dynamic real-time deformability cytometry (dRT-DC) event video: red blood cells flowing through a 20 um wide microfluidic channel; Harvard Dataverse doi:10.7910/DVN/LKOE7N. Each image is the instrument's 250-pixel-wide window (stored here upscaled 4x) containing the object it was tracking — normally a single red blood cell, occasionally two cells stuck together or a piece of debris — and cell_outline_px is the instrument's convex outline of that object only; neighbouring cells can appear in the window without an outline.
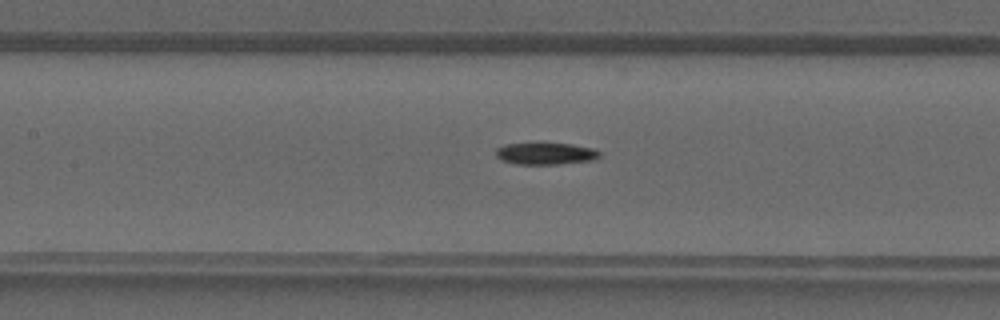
{"species": "common noctule bat (a hibernating species)", "species_latin": "Nyctalus noctula", "temperature_condition": "warm", "stored_images_in_passage": 38, "camera_frame_rate_fps": 3000, "um_per_image_px": 0.085, "animal": {"sex": "male", "forearm_length_mm": 52.5}, "frame": {"image": 1, "passage_image": 16, "time_ms": 5.0, "image_size_px": [1000, 320], "cell_outline_px": [[600, 156], [596, 160], [560, 164], [516, 164], [500, 160], [496, 156], [496, 148], [504, 144], [572, 144], [596, 148], [600, 152]], "centroid_in_image_um": [46.42, 13.07], "position_along_channel_um": 161.0, "area_um2": 13.29}}
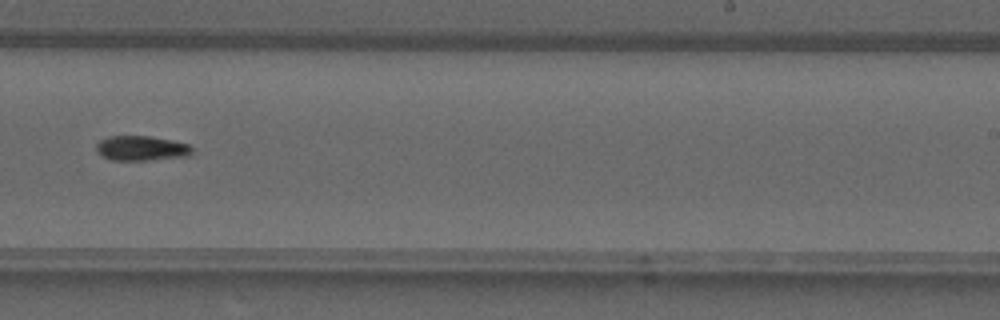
{"frame": {"image": 2, "passage_image": 23, "time_ms": 7.333, "image_size_px": [1000, 320], "cell_outline_px": [[192, 152], [188, 156], [148, 160], [112, 160], [96, 152], [96, 144], [100, 140], [108, 136], [148, 136], [172, 140], [188, 144], [192, 148]], "centroid_in_image_um": [12.0, 12.6], "position_along_channel_um": 277.0, "area_um2": 13.81}}
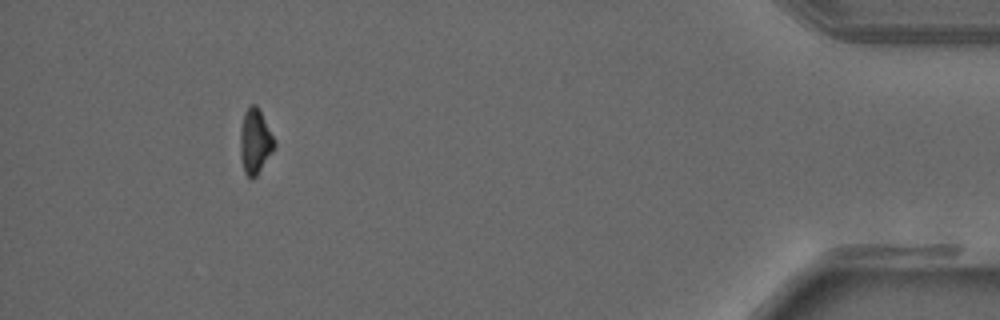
{"frame": {"image": 3, "passage_image": 35, "time_ms": 11.333, "image_size_px": [1000, 320], "cell_outline_px": [[276, 148], [256, 176], [252, 180], [244, 172], [240, 156], [240, 132], [244, 112], [252, 104], [256, 104], [276, 140]], "centroid_in_image_um": [21.7, 12.04], "position_along_channel_um": 413.5, "area_um2": 13.06}}